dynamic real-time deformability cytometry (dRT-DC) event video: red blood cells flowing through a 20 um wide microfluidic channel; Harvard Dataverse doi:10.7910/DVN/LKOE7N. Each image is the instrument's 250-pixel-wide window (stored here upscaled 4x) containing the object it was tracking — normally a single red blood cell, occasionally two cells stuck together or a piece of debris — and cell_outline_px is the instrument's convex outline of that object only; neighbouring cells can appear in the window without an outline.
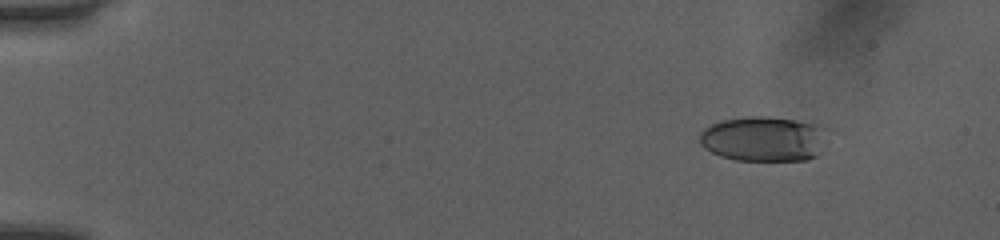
{"species": "human", "species_latin": "Homo sapiens", "temperature_condition": "room temperature", "stored_images_in_passage": 51, "camera_frame_rate_fps": 3000, "um_per_image_px": 0.085, "donor": {"sex": "female"}, "frame": {"image": 1, "passage_image": 6, "time_ms": 1.667, "image_size_px": [1000, 240], "cell_outline_px": [[840, 132], [816, 156], [804, 160], [736, 160], [720, 156], [704, 148], [700, 144], [700, 132], [704, 128], [712, 124], [724, 120], [748, 116], [768, 116], [796, 120], [832, 128]], "centroid_in_image_um": [65.11, 11.79], "position_along_channel_um": 19.9, "area_um2": 34.85}}
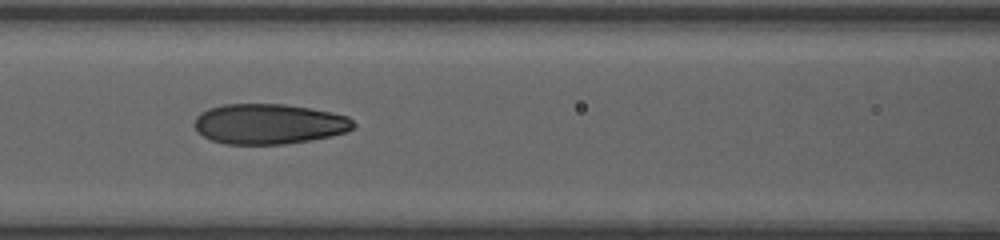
{"frame": {"image": 2, "passage_image": 24, "time_ms": 7.667, "image_size_px": [1000, 240], "cell_outline_px": [[356, 128], [348, 132], [332, 136], [312, 140], [284, 144], [224, 144], [212, 140], [196, 132], [192, 124], [196, 116], [200, 112], [208, 108], [224, 104], [284, 104], [308, 108], [348, 116], [356, 124]], "centroid_in_image_um": [22.84, 10.54], "position_along_channel_um": 143.8, "area_um2": 37.69}}
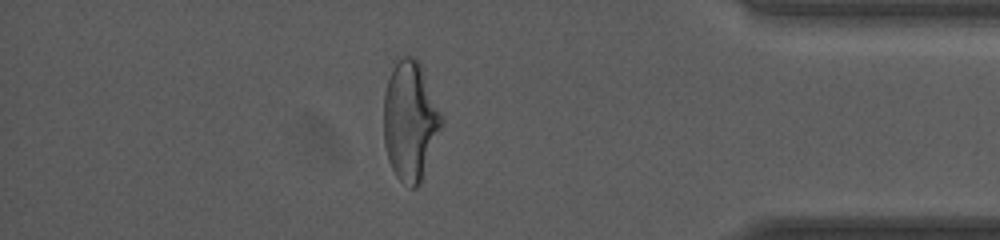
{"frame": {"image": 3, "passage_image": 45, "time_ms": 14.667, "image_size_px": [1000, 240], "cell_outline_px": [[444, 124], [420, 184], [416, 188], [408, 188], [396, 176], [388, 160], [384, 144], [384, 92], [392, 68], [396, 60], [400, 56], [416, 56], [420, 60], [444, 116]], "centroid_in_image_um": [34.9, 10.24], "position_along_channel_um": 400.3, "area_um2": 41.27}, "authors_computed_cell_mechanics": {"area_um2": 36.8186, "velocity_mm_per_s": 4.0637, "shape_relaxation_time_tau1_ms": 5.4667, "shape_relaxation_time_tau2_ms": 1.0802, "deformation_change_tau1": 0.2074, "deformation_change_tau2": 0.0807}}